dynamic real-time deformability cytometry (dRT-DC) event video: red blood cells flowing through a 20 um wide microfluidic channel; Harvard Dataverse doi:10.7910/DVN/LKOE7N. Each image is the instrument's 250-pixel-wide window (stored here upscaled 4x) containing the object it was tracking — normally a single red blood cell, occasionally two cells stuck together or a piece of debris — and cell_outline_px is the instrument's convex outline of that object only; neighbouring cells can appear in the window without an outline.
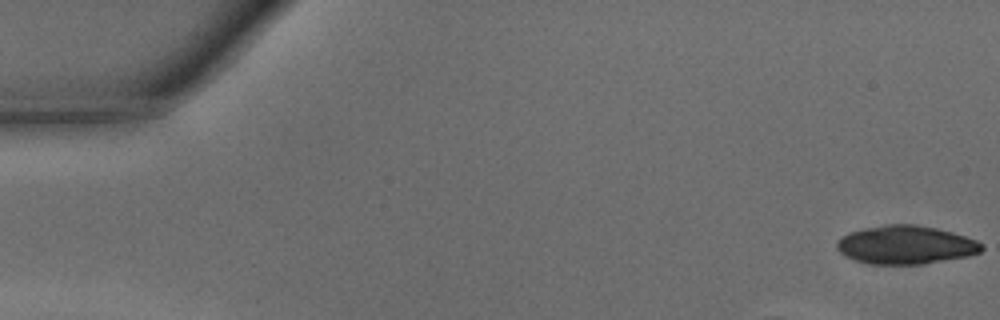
{"species": "common noctule bat (a hibernating species)", "species_latin": "Nyctalus noctula", "temperature_condition": "warm", "stored_images_in_passage": 35, "camera_frame_rate_fps": 3000, "um_per_image_px": 0.085, "animal": {"sex": "male", "body_mass_g": 15.6}, "frame": {"image": 1, "passage_image": 1, "time_ms": 0.0, "image_size_px": [1000, 320], "cell_outline_px": [[984, 248], [980, 252], [968, 256], [924, 264], [868, 264], [856, 260], [840, 252], [836, 248], [836, 244], [848, 232], [864, 228], [884, 224], [916, 224], [936, 228], [952, 232], [976, 240], [984, 244]], "centroid_in_image_um": [77.01, 20.81], "position_along_channel_um": 8.0, "area_um2": 32.43}}
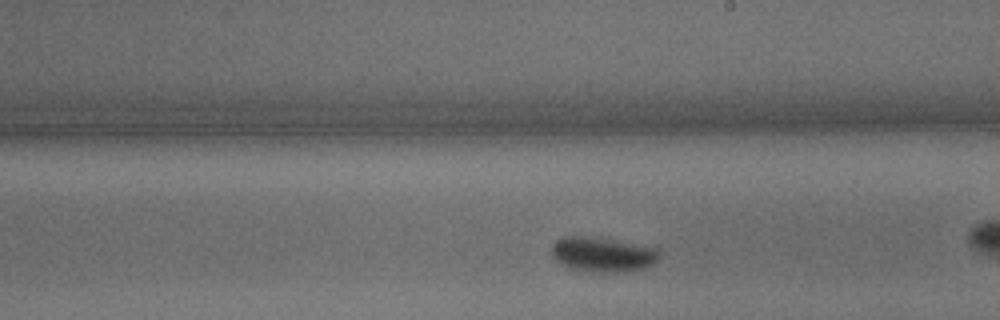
{"frame": {"image": 2, "passage_image": 24, "time_ms": 7.667, "image_size_px": [1000, 320], "cell_outline_px": [[660, 256], [652, 264], [644, 268], [624, 272], [600, 272], [572, 268], [560, 264], [552, 256], [552, 244], [556, 240], [564, 236], [584, 236], [656, 248], [660, 252]], "centroid_in_image_um": [51.19, 21.64], "position_along_channel_um": 237.8, "area_um2": 21.33}}
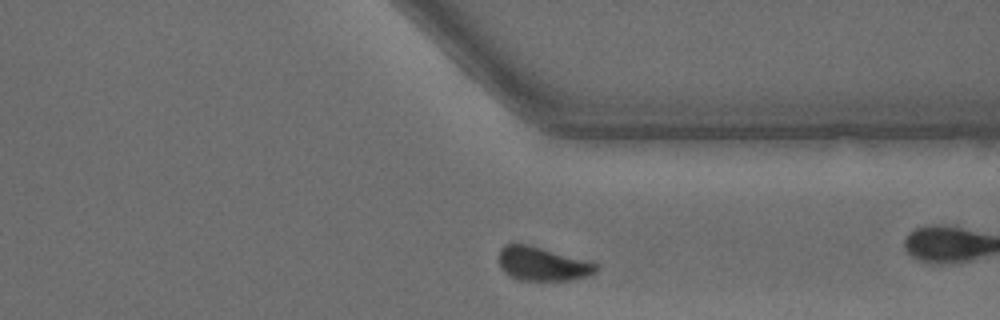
{"frame": {"image": 3, "passage_image": 33, "time_ms": 10.667, "image_size_px": [1000, 320], "cell_outline_px": [[600, 268], [596, 272], [588, 276], [572, 280], [520, 280], [504, 272], [500, 268], [500, 248], [504, 244], [528, 244], [596, 264]], "centroid_in_image_um": [46.09, 22.44], "position_along_channel_um": 365.3, "area_um2": 18.79}}